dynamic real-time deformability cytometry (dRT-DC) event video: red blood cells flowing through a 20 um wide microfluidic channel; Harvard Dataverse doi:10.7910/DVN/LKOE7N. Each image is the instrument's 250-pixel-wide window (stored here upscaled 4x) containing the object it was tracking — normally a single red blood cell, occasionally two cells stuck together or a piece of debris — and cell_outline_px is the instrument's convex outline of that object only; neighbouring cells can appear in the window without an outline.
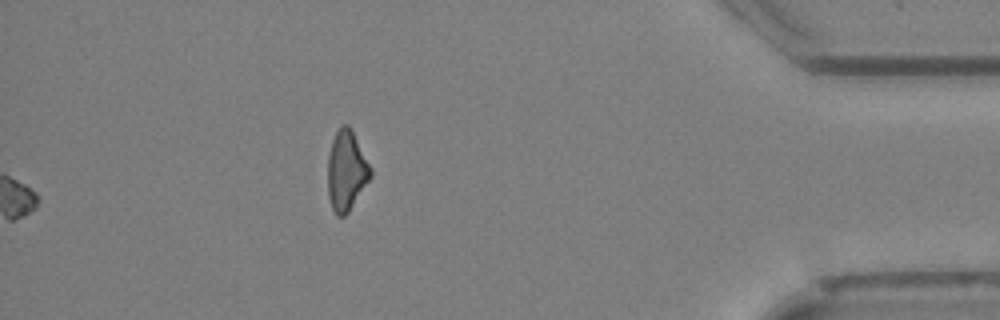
{"species": "Egyptian fruit bat (a non-hibernating species)", "species_latin": "Rousettus aegyptiacus", "temperature_condition": "cold", "stored_images_in_passage": 51, "segment_of_instrument_passage": [2, 2], "camera_frame_rate_fps": 3000, "um_per_image_px": 0.085, "animal": {"sex": "female"}, "frame": {"image": 1, "passage_image": 51, "time_ms": 16.667, "image_size_px": [1000, 320], "cell_outline_px": [[372, 176], [348, 212], [344, 216], [336, 216], [332, 208], [328, 196], [328, 156], [332, 140], [336, 132], [344, 124], [348, 124], [372, 168]], "centroid_in_image_um": [29.44, 14.53], "position_along_channel_um": 405.8, "area_um2": 19.77}}